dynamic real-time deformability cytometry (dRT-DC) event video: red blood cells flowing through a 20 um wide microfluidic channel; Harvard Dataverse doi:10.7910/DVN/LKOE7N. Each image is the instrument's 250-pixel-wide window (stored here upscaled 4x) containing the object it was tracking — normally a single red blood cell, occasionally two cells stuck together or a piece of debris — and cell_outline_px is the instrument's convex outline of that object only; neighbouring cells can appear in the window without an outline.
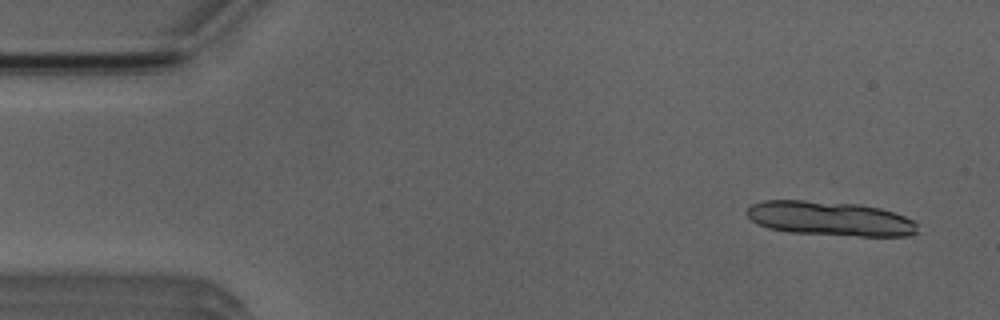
{"species": "Egyptian fruit bat (a non-hibernating species)", "species_latin": "Rousettus aegyptiacus", "temperature_condition": "room temperature", "stored_images_in_passage": 5, "segment_of_instrument_passage": [2, 2], "camera_frame_rate_fps": 3000, "um_per_image_px": 0.085, "animal": {"sex": "male"}, "frame": {"image": 1, "passage_image": 5, "time_ms": 4.667, "image_size_px": [1000, 320], "cell_outline_px": [[916, 232], [908, 236], [860, 236], [788, 232], [768, 228], [756, 224], [744, 212], [752, 204], [764, 200], [804, 200], [860, 204], [880, 208], [916, 220]], "centroid_in_image_um": [70.52, 18.57], "position_along_channel_um": 14.5, "area_um2": 34.33}}